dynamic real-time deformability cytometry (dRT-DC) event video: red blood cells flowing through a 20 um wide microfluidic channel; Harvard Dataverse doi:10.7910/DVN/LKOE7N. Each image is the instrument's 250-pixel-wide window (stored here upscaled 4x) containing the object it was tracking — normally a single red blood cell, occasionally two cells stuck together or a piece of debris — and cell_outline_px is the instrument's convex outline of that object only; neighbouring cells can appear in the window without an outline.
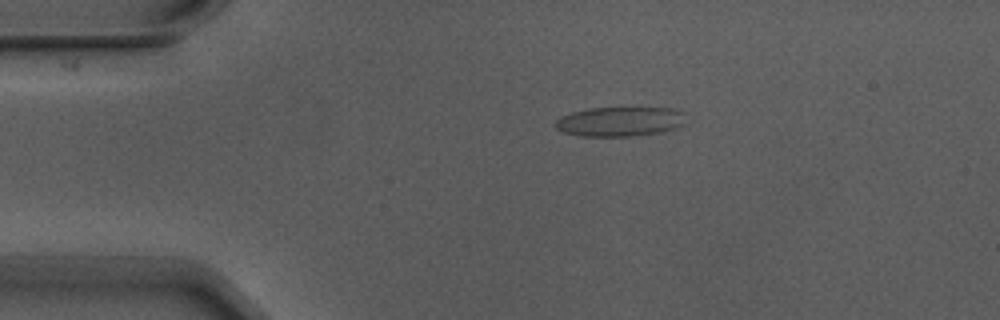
{"species": "Egyptian fruit bat (a non-hibernating species)", "species_latin": "Rousettus aegyptiacus", "temperature_condition": "warm", "stored_images_in_passage": 3, "camera_frame_rate_fps": 3000, "um_per_image_px": 0.085, "animal": {"sex": "male"}, "frame": {"image": 1, "passage_image": 1, "time_ms": 0.0, "image_size_px": [1000, 320], "cell_outline_px": [[684, 124], [660, 132], [632, 136], [580, 136], [564, 132], [556, 128], [552, 124], [560, 116], [572, 112], [588, 108], [672, 108], [684, 112]], "centroid_in_image_um": [52.64, 10.33], "position_along_channel_um": 32.4, "area_um2": 22.43}}